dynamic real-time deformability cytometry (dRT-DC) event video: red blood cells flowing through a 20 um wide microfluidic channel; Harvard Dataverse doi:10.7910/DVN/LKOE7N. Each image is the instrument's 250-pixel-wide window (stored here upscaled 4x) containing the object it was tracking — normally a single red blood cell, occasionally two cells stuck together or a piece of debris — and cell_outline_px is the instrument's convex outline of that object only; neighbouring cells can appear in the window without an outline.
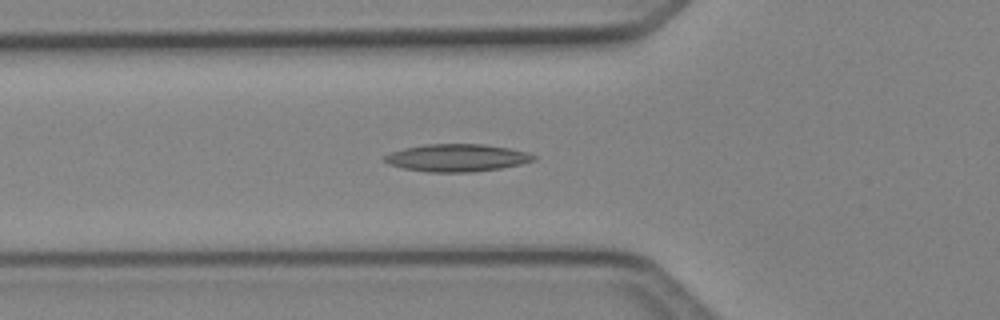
{"species": "Egyptian fruit bat (a non-hibernating species)", "species_latin": "Rousettus aegyptiacus", "temperature_condition": "cold", "stored_images_in_passage": 40, "camera_frame_rate_fps": 3000, "um_per_image_px": 0.085, "animal": {"sex": "female"}, "frame": {"image": 1, "passage_image": 8, "time_ms": 2.333, "image_size_px": [1000, 320], "cell_outline_px": [[536, 160], [520, 164], [500, 168], [472, 172], [428, 172], [404, 168], [388, 164], [380, 160], [384, 156], [392, 152], [404, 148], [424, 144], [484, 144], [508, 148], [528, 152], [536, 156]], "centroid_in_image_um": [38.82, 13.41], "position_along_channel_um": 87.0, "area_um2": 23.93}}
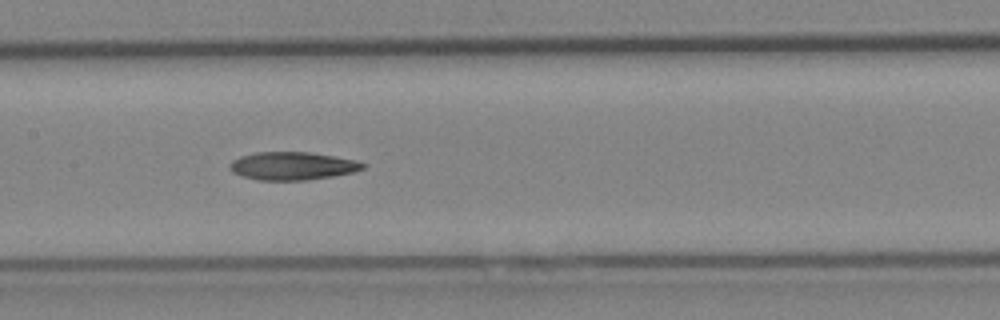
{"frame": {"image": 2, "passage_image": 15, "time_ms": 4.667, "image_size_px": [1000, 320], "cell_outline_px": [[368, 164], [364, 168], [352, 172], [332, 176], [308, 180], [256, 180], [232, 172], [228, 168], [228, 164], [232, 160], [240, 156], [256, 152], [312, 152], [356, 160]], "centroid_in_image_um": [24.84, 14.1], "position_along_channel_um": 182.6, "area_um2": 21.85}}
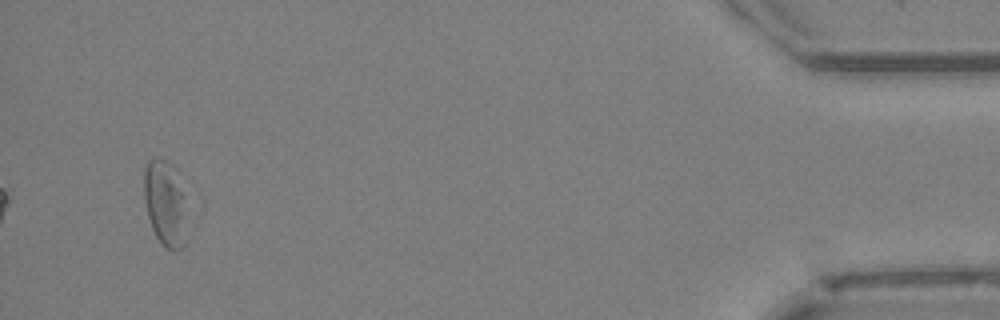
{"frame": {"image": 3, "passage_image": 38, "time_ms": 12.333, "image_size_px": [1000, 320], "cell_outline_px": [[188, 240], [184, 248], [176, 252], [160, 244], [152, 228], [148, 216], [144, 196], [144, 168], [148, 160], [164, 160], [172, 164], [180, 192], [184, 212]], "centroid_in_image_um": [14.02, 17.41], "position_along_channel_um": 421.2, "area_um2": 20.92}}